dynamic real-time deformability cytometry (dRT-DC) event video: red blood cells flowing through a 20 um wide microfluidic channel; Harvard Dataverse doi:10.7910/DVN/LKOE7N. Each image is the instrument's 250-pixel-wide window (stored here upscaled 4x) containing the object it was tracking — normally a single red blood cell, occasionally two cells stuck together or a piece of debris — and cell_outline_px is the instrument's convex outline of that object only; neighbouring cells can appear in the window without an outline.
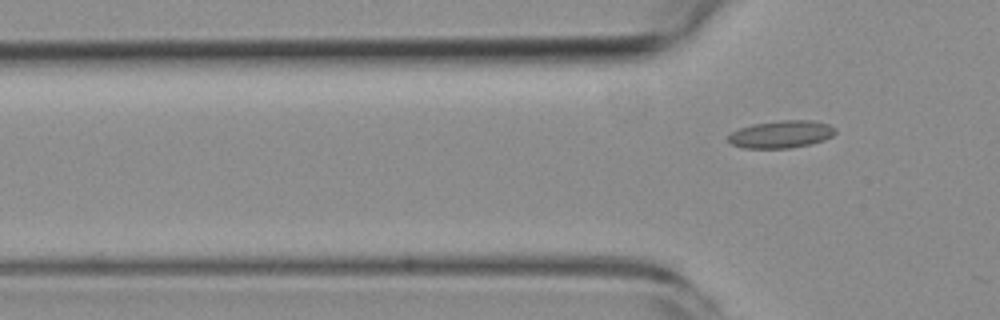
{"species": "common noctule bat (a hibernating species)", "species_latin": "Nyctalus noctula", "temperature_condition": "room temperature", "stored_images_in_passage": 4, "camera_frame_rate_fps": 3000, "um_per_image_px": 0.085, "animal": {"sex": "female", "body_mass_g": 19.3, "forearm_length_mm": 54.1}, "frame": {"image": 1, "passage_image": 4, "time_ms": 3.667, "image_size_px": [1000, 320], "cell_outline_px": [[836, 132], [832, 136], [824, 140], [812, 144], [788, 148], [744, 148], [732, 144], [728, 140], [728, 136], [732, 132], [740, 128], [752, 124], [780, 120], [812, 120], [828, 124], [836, 128]], "centroid_in_image_um": [66.42, 11.41], "position_along_channel_um": 59.4, "area_um2": 17.17}}